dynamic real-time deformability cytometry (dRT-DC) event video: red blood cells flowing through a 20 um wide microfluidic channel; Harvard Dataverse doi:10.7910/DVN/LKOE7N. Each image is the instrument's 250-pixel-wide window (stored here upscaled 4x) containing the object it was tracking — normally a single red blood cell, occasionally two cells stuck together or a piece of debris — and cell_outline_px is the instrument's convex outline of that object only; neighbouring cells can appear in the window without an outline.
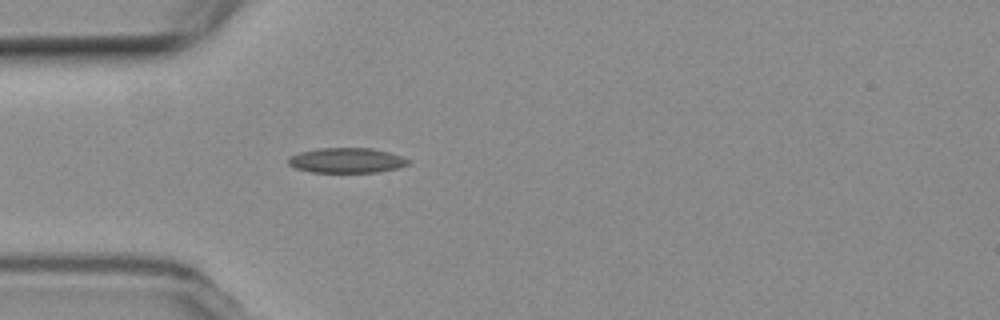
{"species": "common noctule bat (a hibernating species)", "species_latin": "Nyctalus noctula", "temperature_condition": "room temperature", "stored_images_in_passage": 1, "camera_frame_rate_fps": 3000, "um_per_image_px": 0.085, "animal": {"sex": "female", "body_mass_g": 19.3, "forearm_length_mm": 54.1}, "frame": {"image": 1, "passage_image": 1, "time_ms": 0.0, "image_size_px": [1000, 320], "cell_outline_px": [[412, 164], [380, 172], [312, 172], [296, 168], [288, 164], [288, 156], [300, 152], [320, 148], [372, 148], [388, 152], [400, 156], [408, 160]], "centroid_in_image_um": [29.46, 13.63], "position_along_channel_um": 55.5, "area_um2": 17.46}}